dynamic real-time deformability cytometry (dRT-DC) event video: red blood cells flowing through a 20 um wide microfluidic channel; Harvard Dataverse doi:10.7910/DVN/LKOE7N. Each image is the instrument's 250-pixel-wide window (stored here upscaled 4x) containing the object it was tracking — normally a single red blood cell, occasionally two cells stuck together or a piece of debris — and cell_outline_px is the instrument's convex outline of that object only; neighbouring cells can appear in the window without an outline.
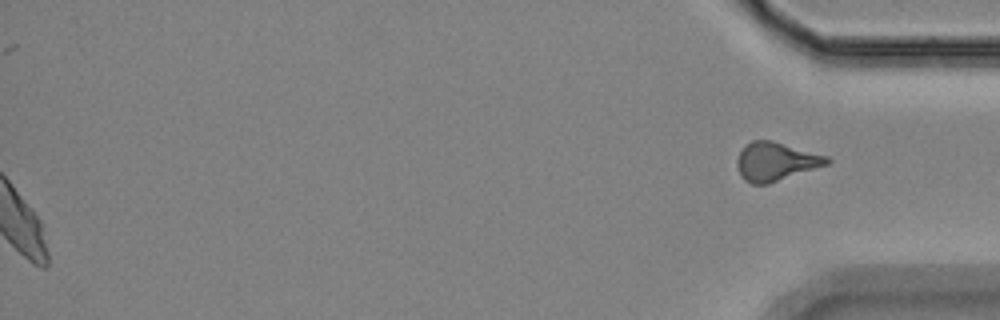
{"species": "Egyptian fruit bat (a non-hibernating species)", "species_latin": "Rousettus aegyptiacus", "temperature_condition": "room temperature", "stored_images_in_passage": 58, "segment_of_instrument_passage": [2, 2], "camera_frame_rate_fps": 3000, "um_per_image_px": 0.085, "animal": {"sex": "female"}, "frame": {"image": 1, "passage_image": 58, "time_ms": 19.0, "image_size_px": [1000, 320], "cell_outline_px": [[832, 160], [828, 164], [768, 184], [752, 184], [744, 180], [740, 176], [736, 164], [736, 160], [740, 152], [752, 140], [772, 140], [828, 156]], "centroid_in_image_um": [65.94, 13.73], "position_along_channel_um": 369.3, "area_um2": 20.11}}